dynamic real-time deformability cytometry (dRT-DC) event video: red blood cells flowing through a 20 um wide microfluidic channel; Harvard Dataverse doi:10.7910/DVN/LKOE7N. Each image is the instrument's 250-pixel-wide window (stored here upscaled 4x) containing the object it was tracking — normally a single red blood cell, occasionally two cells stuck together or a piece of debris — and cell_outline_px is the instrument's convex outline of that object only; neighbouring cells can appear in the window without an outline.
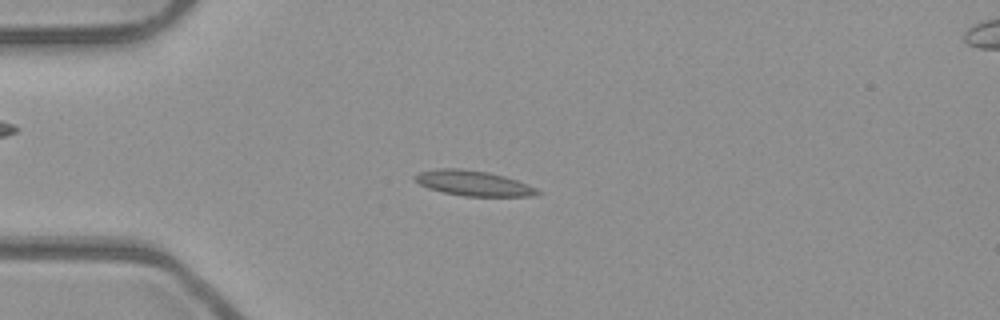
{"species": "common noctule bat (a hibernating species)", "species_latin": "Nyctalus noctula", "temperature_condition": "room temperature", "stored_images_in_passage": 52, "camera_frame_rate_fps": 3000, "um_per_image_px": 0.085, "animal": {"sex": "male", "body_mass_g": 23.1, "forearm_length_mm": 52.7}, "frame": {"image": 1, "passage_image": 13, "time_ms": 4.0, "image_size_px": [1000, 320], "cell_outline_px": [[540, 192], [532, 196], [464, 196], [444, 192], [428, 188], [420, 184], [412, 176], [420, 172], [436, 168], [460, 168], [488, 172], [504, 176], [516, 180], [536, 188]], "centroid_in_image_um": [40.2, 15.56], "position_along_channel_um": 44.8, "area_um2": 17.8}}
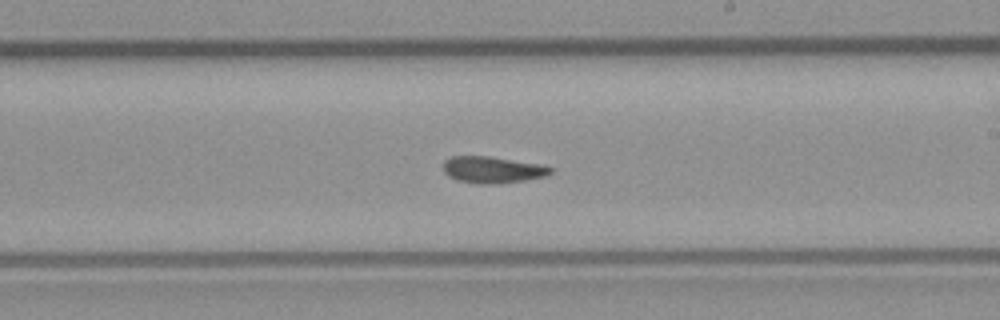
{"frame": {"image": 2, "passage_image": 30, "time_ms": 9.667, "image_size_px": [1000, 320], "cell_outline_px": [[552, 172], [544, 176], [524, 180], [496, 184], [476, 184], [460, 180], [448, 176], [444, 172], [444, 160], [452, 156], [488, 156], [536, 164], [552, 168]], "centroid_in_image_um": [41.81, 14.43], "position_along_channel_um": 247.2, "area_um2": 16.3}}
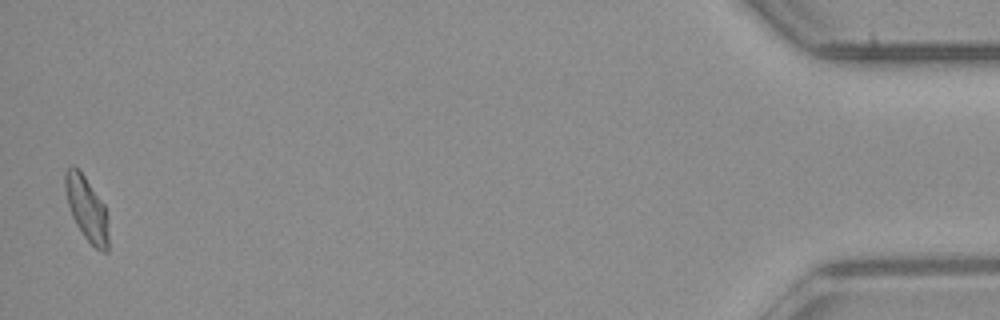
{"frame": {"image": 3, "passage_image": 51, "time_ms": 16.667, "image_size_px": [1000, 320], "cell_outline_px": [[108, 252], [100, 252], [84, 236], [76, 224], [72, 216], [68, 204], [64, 188], [64, 172], [72, 164], [80, 168], [104, 204], [108, 216]], "centroid_in_image_um": [7.37, 17.69], "position_along_channel_um": 427.8, "area_um2": 16.53}, "authors_computed_cell_mechanics": {"area_um2": 16.6464, "velocity_mm_per_s": 3.9499, "shape_relaxation_time_tau1_ms": null, "shape_relaxation_time_tau2_ms": 7.1561, "deformation_change_tau1": null, "deformation_change_tau2": 0.1302}}